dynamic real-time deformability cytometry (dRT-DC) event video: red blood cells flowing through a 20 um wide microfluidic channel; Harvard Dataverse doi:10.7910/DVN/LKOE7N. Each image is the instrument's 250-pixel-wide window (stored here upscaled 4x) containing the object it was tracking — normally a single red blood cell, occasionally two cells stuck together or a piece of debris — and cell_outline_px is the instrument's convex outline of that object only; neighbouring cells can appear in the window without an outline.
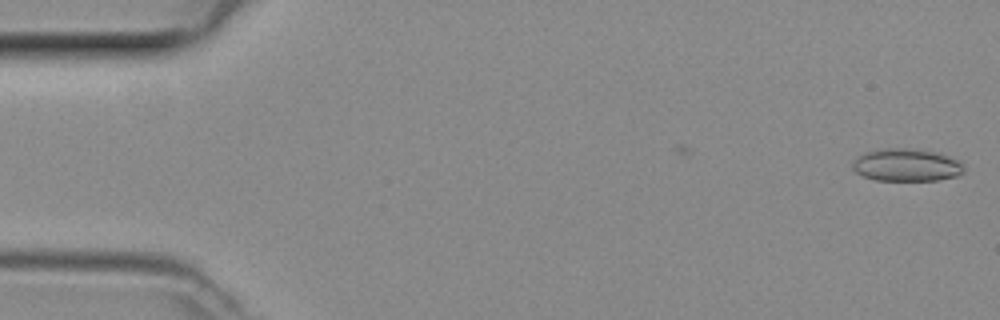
{"species": "common noctule bat (a hibernating species)", "species_latin": "Nyctalus noctula", "temperature_condition": "room temperature", "stored_images_in_passage": 12, "camera_frame_rate_fps": 3000, "um_per_image_px": 0.085, "animal": {"sex": "female", "body_mass_g": 29.2, "forearm_length_mm": 56.3}, "frame": {"image": 1, "passage_image": 12, "time_ms": 3.667, "image_size_px": [1000, 320], "cell_outline_px": [[964, 172], [956, 176], [940, 180], [876, 180], [864, 176], [856, 172], [852, 168], [852, 164], [856, 156], [864, 152], [884, 148], [916, 148], [936, 152], [948, 156], [956, 160], [964, 168]], "centroid_in_image_um": [77.02, 14.01], "position_along_channel_um": 8.0, "area_um2": 21.21}}